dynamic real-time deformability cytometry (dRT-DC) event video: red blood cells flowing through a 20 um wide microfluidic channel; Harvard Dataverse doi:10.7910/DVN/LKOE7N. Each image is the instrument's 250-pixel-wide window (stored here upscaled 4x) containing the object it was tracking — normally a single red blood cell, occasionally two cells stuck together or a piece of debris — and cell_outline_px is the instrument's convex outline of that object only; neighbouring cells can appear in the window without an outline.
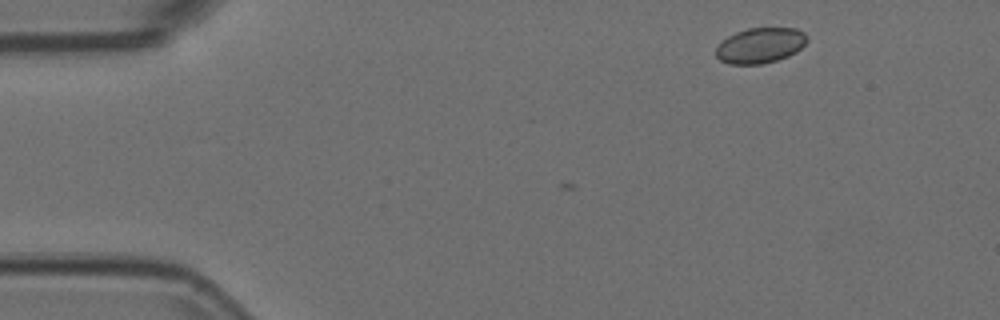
{"species": "Egyptian fruit bat (a non-hibernating species)", "species_latin": "Rousettus aegyptiacus", "temperature_condition": "room temperature", "stored_images_in_passage": 4, "camera_frame_rate_fps": 3000, "um_per_image_px": 0.085, "animal": {"sex": "female"}, "frame": {"image": 1, "passage_image": 1, "time_ms": 0.0, "image_size_px": [1000, 320], "cell_outline_px": [[808, 40], [796, 52], [788, 56], [776, 60], [760, 64], [728, 64], [720, 60], [716, 56], [716, 48], [728, 36], [736, 32], [748, 28], [796, 28], [804, 32]], "centroid_in_image_um": [64.62, 3.86], "position_along_channel_um": 20.4, "area_um2": 18.67}}
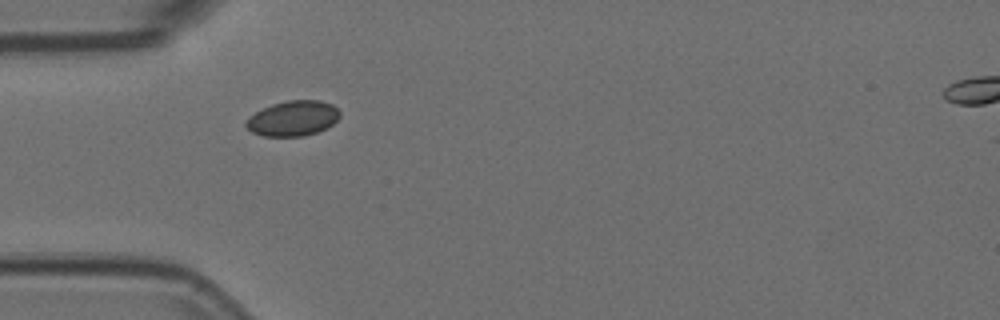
{"frame": {"image": 2, "passage_image": 3, "time_ms": 0.667, "image_size_px": [1000, 320], "cell_outline_px": [[340, 116], [332, 124], [316, 132], [304, 136], [264, 136], [252, 132], [244, 124], [248, 116], [272, 104], [288, 100], [320, 100], [332, 104], [340, 112]], "centroid_in_image_um": [24.88, 10.05], "position_along_channel_um": 60.1, "area_um2": 19.13}}
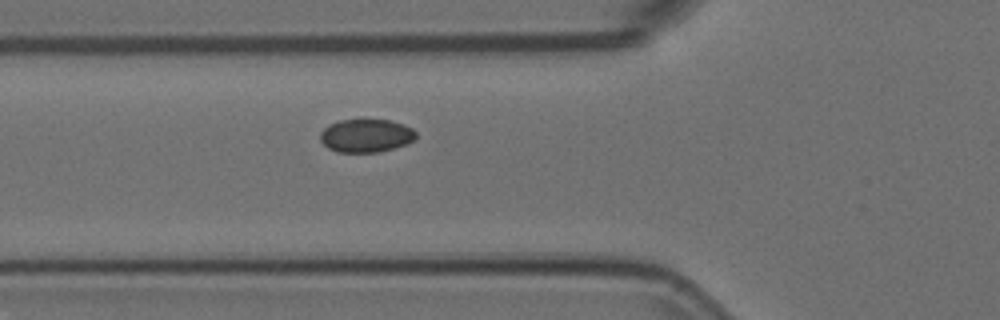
{"frame": {"image": 3, "passage_image": 4, "time_ms": 1.0, "image_size_px": [1000, 320], "cell_outline_px": [[416, 136], [412, 140], [404, 144], [392, 148], [376, 152], [336, 152], [328, 148], [320, 140], [320, 132], [328, 124], [340, 120], [388, 120], [404, 124], [412, 128], [416, 132]], "centroid_in_image_um": [31.07, 11.52], "position_along_channel_um": 94.7, "area_um2": 18.38}}